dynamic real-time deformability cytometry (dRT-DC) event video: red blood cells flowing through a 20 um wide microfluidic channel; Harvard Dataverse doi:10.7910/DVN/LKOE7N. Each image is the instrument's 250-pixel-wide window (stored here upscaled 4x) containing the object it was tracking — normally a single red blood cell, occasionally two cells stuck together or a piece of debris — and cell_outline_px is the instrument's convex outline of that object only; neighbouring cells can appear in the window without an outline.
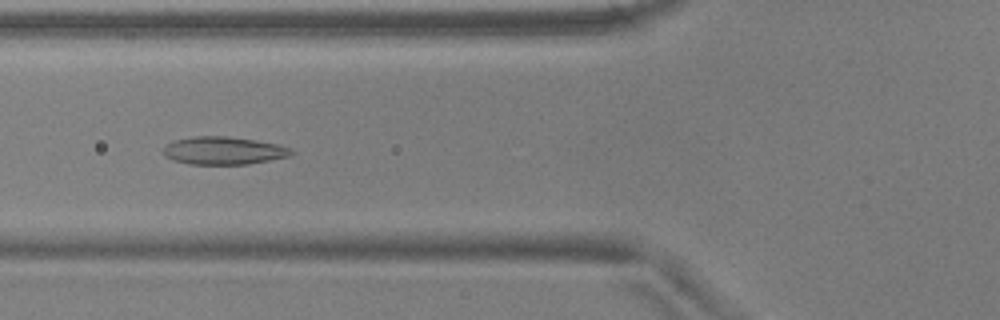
{"species": "common noctule bat (a hibernating species)", "species_latin": "Nyctalus noctula", "temperature_condition": "warm", "stored_images_in_passage": 37, "camera_frame_rate_fps": 3000, "um_per_image_px": 0.085, "animal": {"sex": "male", "body_mass_g": 17.9, "forearm_length_mm": 54.2}, "frame": {"image": 1, "passage_image": 10, "time_ms": 3.0, "image_size_px": [1000, 320], "cell_outline_px": [[296, 152], [292, 156], [248, 164], [188, 164], [172, 160], [164, 156], [164, 148], [168, 144], [176, 140], [196, 136], [228, 136], [256, 140], [280, 144]], "centroid_in_image_um": [19.05, 12.81], "position_along_channel_um": 106.7, "area_um2": 20.81}}
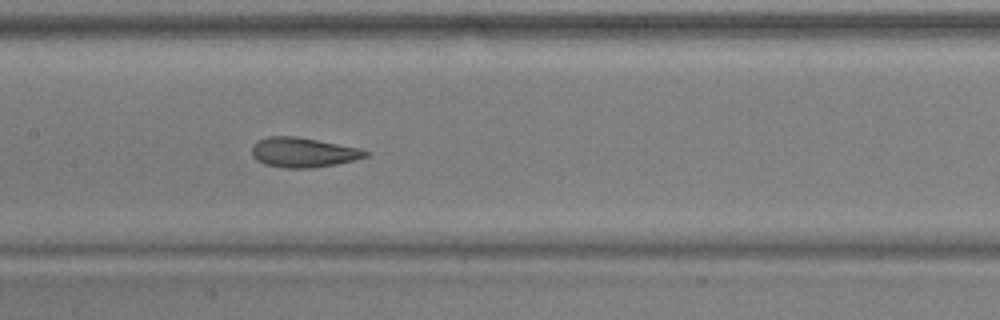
{"frame": {"image": 2, "passage_image": 16, "time_ms": 5.0, "image_size_px": [1000, 320], "cell_outline_px": [[372, 152], [368, 156], [356, 160], [336, 164], [312, 168], [284, 168], [264, 164], [256, 160], [252, 156], [252, 144], [256, 140], [268, 136], [296, 136], [360, 148]], "centroid_in_image_um": [25.77, 12.95], "position_along_channel_um": 181.6, "area_um2": 20.0}}
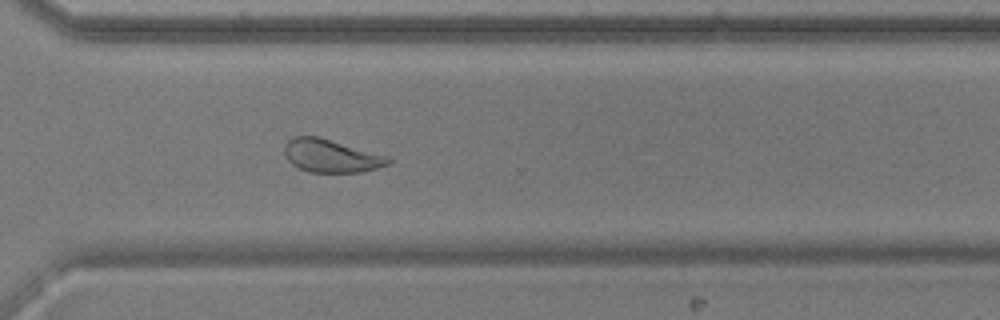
{"frame": {"image": 3, "passage_image": 29, "time_ms": 9.333, "image_size_px": [1000, 320], "cell_outline_px": [[392, 164], [360, 172], [312, 172], [300, 168], [292, 164], [284, 156], [284, 144], [292, 136], [316, 136], [388, 156], [392, 160]], "centroid_in_image_um": [28.13, 13.25], "position_along_channel_um": 342.5, "area_um2": 19.88}, "authors_computed_cell_mechanics": {"area_um2": 19.9988, "velocity_mm_per_s": 3.7169, "shape_relaxation_time_tau1_ms": 5.9937, "shape_relaxation_time_tau2_ms": 1.2249, "deformation_change_tau1": 0.1615, "deformation_change_tau2": 0.0769}}